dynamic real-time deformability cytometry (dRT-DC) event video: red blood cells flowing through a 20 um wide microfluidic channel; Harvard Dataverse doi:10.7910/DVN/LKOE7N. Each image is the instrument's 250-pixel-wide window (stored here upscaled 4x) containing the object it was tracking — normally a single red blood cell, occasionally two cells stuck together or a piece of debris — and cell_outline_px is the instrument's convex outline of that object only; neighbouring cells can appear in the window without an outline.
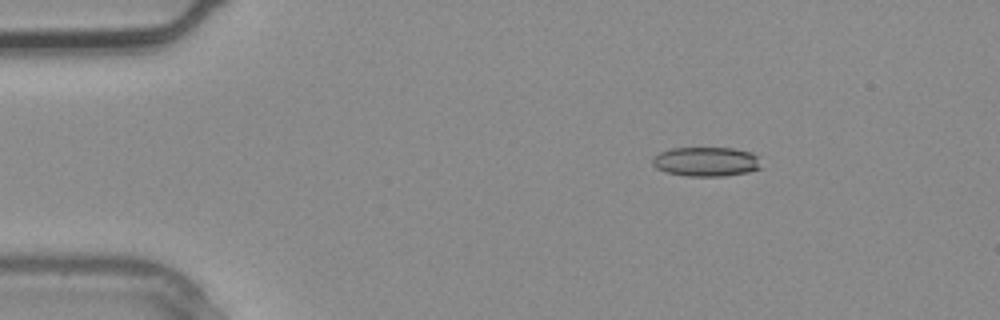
{"species": "common noctule bat (a hibernating species)", "species_latin": "Nyctalus noctula", "temperature_condition": "warm", "stored_images_in_passage": 3, "camera_frame_rate_fps": 3000, "um_per_image_px": 0.085, "animal": {"sex": "male", "body_mass_g": 20.4}, "frame": {"image": 1, "passage_image": 2, "time_ms": 0.333, "image_size_px": [1000, 320], "cell_outline_px": [[764, 168], [748, 172], [724, 176], [688, 176], [664, 172], [656, 168], [652, 164], [652, 160], [660, 152], [672, 148], [732, 148], [752, 152], [756, 156]], "centroid_in_image_um": [60.05, 13.75], "position_along_channel_um": 25.0, "area_um2": 18.73}}
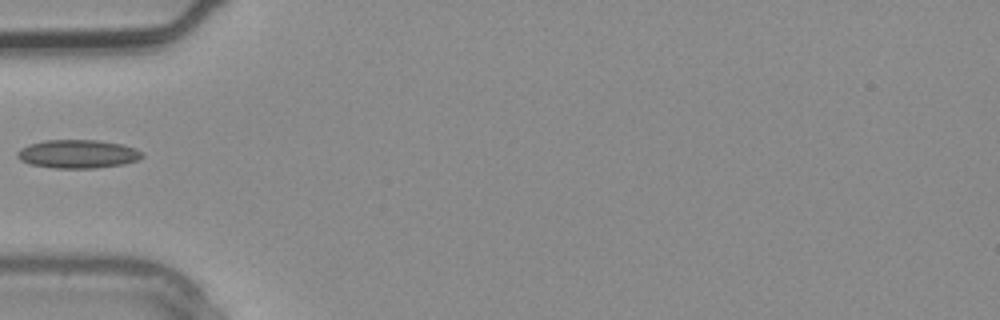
{"frame": {"image": 2, "passage_image": 3, "time_ms": 0.667, "image_size_px": [1000, 320], "cell_outline_px": [[144, 156], [140, 160], [124, 164], [96, 168], [56, 168], [28, 164], [20, 160], [16, 156], [16, 152], [20, 148], [28, 144], [44, 140], [96, 140], [120, 144], [144, 152]], "centroid_in_image_um": [6.59, 13.09], "position_along_channel_um": 78.4, "area_um2": 20.87}}